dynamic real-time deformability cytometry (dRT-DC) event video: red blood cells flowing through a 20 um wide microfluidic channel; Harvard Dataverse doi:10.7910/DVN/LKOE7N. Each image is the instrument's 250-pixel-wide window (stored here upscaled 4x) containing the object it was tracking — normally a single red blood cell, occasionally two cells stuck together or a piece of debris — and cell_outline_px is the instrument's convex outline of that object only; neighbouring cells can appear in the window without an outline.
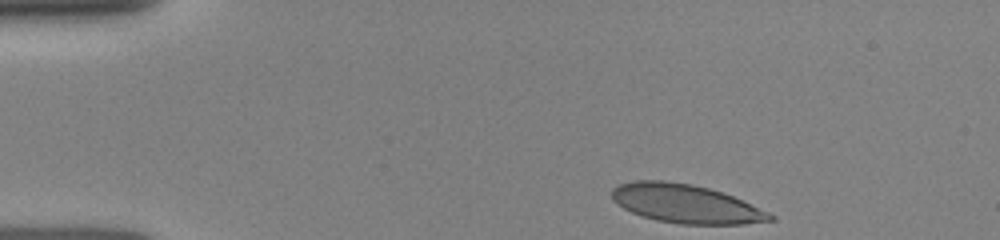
{"species": "human", "species_latin": "Homo sapiens", "temperature_condition": "room temperature", "stored_images_in_passage": 27, "camera_frame_rate_fps": 3000, "um_per_image_px": 0.085, "donor": {"sex": "female"}, "frame": {"image": 1, "passage_image": 1, "time_ms": 0.0, "image_size_px": [1000, 240], "cell_outline_px": [[776, 220], [744, 224], [680, 224], [656, 220], [640, 216], [616, 204], [612, 200], [612, 188], [620, 184], [632, 180], [664, 180], [692, 184], [708, 188], [732, 196], [768, 212], [776, 216]], "centroid_in_image_um": [58.26, 17.32], "position_along_channel_um": 26.7, "area_um2": 35.66}}
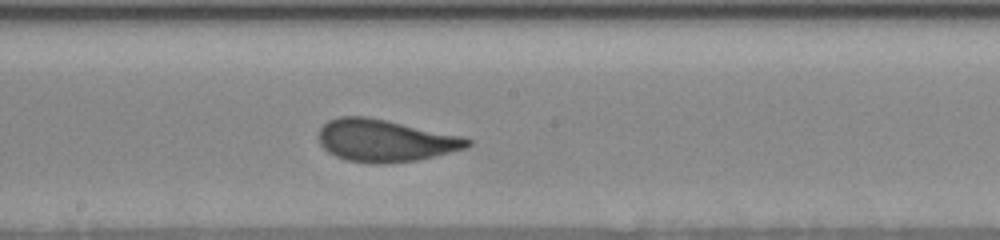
{"frame": {"image": 2, "passage_image": 16, "time_ms": 6.333, "image_size_px": [1000, 240], "cell_outline_px": [[472, 144], [468, 148], [416, 160], [384, 164], [372, 164], [348, 160], [336, 156], [328, 152], [320, 144], [320, 128], [328, 120], [340, 116], [368, 116], [464, 136], [472, 140]], "centroid_in_image_um": [32.77, 11.94], "position_along_channel_um": 215.4, "area_um2": 36.76}}
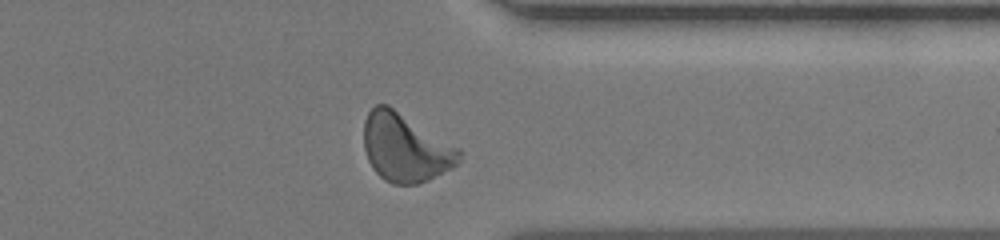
{"frame": {"image": 3, "passage_image": 27, "time_ms": 10.333, "image_size_px": [1000, 240], "cell_outline_px": [[460, 160], [452, 168], [428, 180], [416, 184], [392, 184], [384, 180], [372, 168], [368, 160], [364, 148], [364, 120], [368, 112], [376, 104], [388, 104], [460, 148]], "centroid_in_image_um": [34.44, 12.55], "position_along_channel_um": 377.0, "area_um2": 37.97}}